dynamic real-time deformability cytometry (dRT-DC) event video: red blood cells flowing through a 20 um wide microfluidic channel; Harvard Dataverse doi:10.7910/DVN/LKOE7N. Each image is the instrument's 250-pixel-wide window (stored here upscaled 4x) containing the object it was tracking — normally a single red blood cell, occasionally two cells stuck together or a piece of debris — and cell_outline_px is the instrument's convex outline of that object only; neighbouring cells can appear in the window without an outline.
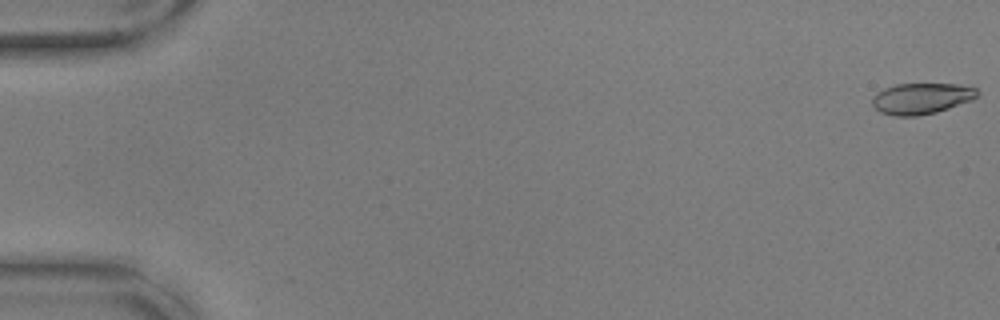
{"species": "common noctule bat (a hibernating species)", "species_latin": "Nyctalus noctula", "temperature_condition": "warm", "stored_images_in_passage": 56, "camera_frame_rate_fps": 3000, "um_per_image_px": 0.085, "animal": {"sex": "male", "body_mass_g": 17.9, "forearm_length_mm": 54.2}, "frame": {"image": 1, "passage_image": 1, "time_ms": 0.0, "image_size_px": [1000, 320], "cell_outline_px": [[980, 92], [972, 100], [936, 112], [916, 116], [896, 116], [880, 112], [872, 104], [872, 96], [876, 92], [884, 88], [896, 84], [956, 84], [976, 88]], "centroid_in_image_um": [78.3, 8.36], "position_along_channel_um": 6.7, "area_um2": 18.96}}
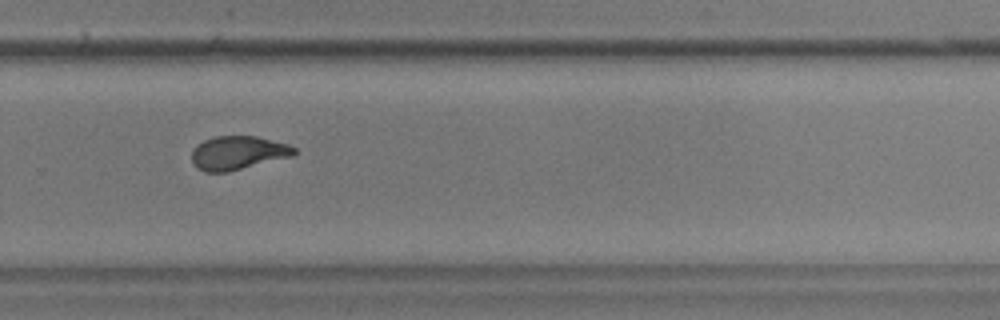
{"frame": {"image": 2, "passage_image": 39, "time_ms": 12.667, "image_size_px": [1000, 320], "cell_outline_px": [[296, 152], [292, 156], [228, 172], [204, 172], [196, 168], [192, 164], [192, 152], [196, 144], [204, 140], [216, 136], [256, 136], [288, 144], [296, 148]], "centroid_in_image_um": [20.19, 13.0], "position_along_channel_um": 309.6, "area_um2": 20.17}}
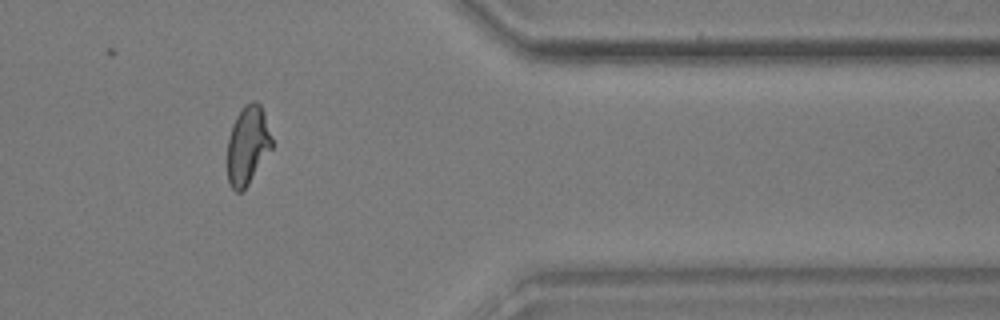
{"frame": {"image": 3, "passage_image": 47, "time_ms": 15.333, "image_size_px": [1000, 320], "cell_outline_px": [[272, 148], [248, 184], [240, 192], [236, 192], [228, 184], [228, 136], [232, 124], [236, 116], [244, 104], [252, 100], [256, 100], [260, 104], [264, 112], [272, 140]], "centroid_in_image_um": [21.04, 12.31], "position_along_channel_um": 390.4, "area_um2": 20.35}, "authors_computed_cell_mechanics": {"area_um2": 20.5479, "velocity_mm_per_s": 3.6551, "shape_relaxation_time_tau1_ms": 3.6745, "shape_relaxation_time_tau2_ms": 1.3934, "deformation_change_tau1": 0.1777, "deformation_change_tau2": 0.0835}}